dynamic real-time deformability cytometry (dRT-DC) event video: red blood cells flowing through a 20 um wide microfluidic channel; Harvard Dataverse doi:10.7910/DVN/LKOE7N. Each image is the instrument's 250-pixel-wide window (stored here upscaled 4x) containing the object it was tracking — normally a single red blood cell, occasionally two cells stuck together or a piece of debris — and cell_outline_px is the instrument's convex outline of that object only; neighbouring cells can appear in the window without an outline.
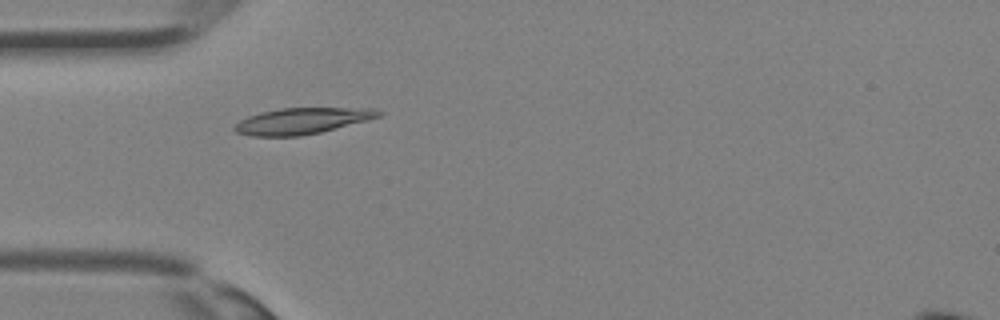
{"species": "Egyptian fruit bat (a non-hibernating species)", "species_latin": "Rousettus aegyptiacus", "temperature_condition": "room temperature", "stored_images_in_passage": 27, "camera_frame_rate_fps": 3000, "um_per_image_px": 0.085, "animal": {"sex": "female"}, "frame": {"image": 1, "passage_image": 3, "time_ms": 0.667, "image_size_px": [1000, 320], "cell_outline_px": [[384, 112], [380, 116], [320, 132], [300, 136], [252, 136], [236, 132], [232, 128], [240, 120], [248, 116], [260, 112], [280, 108], [372, 108]], "centroid_in_image_um": [25.63, 10.27], "position_along_channel_um": 59.4, "area_um2": 21.73}}
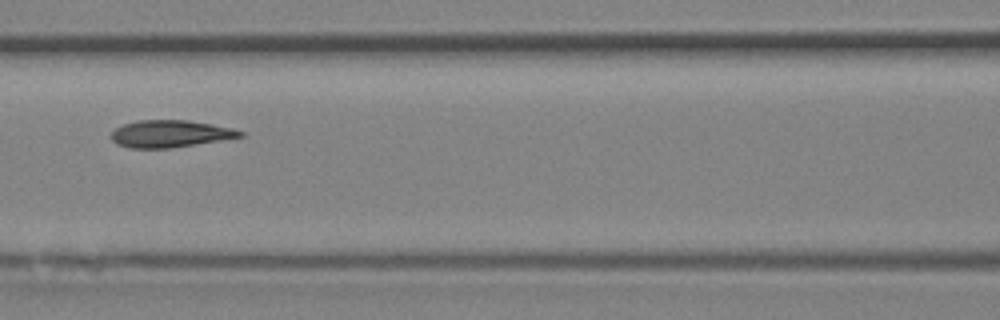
{"frame": {"image": 2, "passage_image": 8, "time_ms": 2.333, "image_size_px": [1000, 320], "cell_outline_px": [[244, 136], [168, 148], [132, 148], [116, 144], [112, 140], [112, 132], [116, 128], [124, 124], [136, 120], [188, 120], [212, 124], [232, 128], [244, 132]], "centroid_in_image_um": [14.44, 11.36], "position_along_channel_um": 152.2, "area_um2": 20.11}}
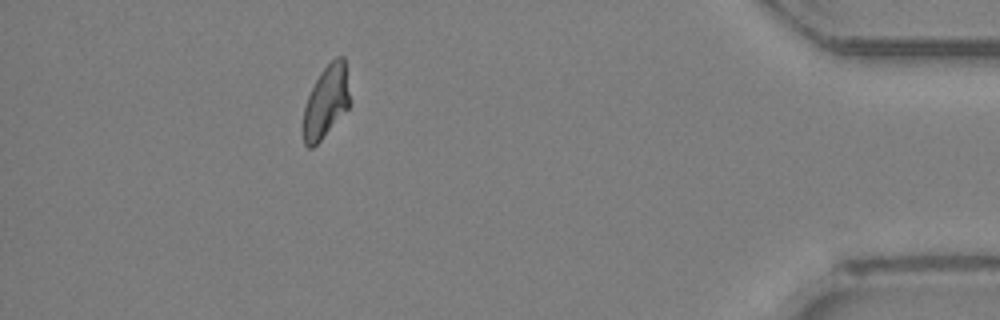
{"frame": {"image": 3, "passage_image": 24, "time_ms": 7.667, "image_size_px": [1000, 320], "cell_outline_px": [[348, 108], [320, 140], [312, 148], [308, 148], [304, 144], [304, 108], [308, 96], [320, 72], [336, 56], [344, 56], [348, 92]], "centroid_in_image_um": [27.7, 8.64], "position_along_channel_um": 407.5, "area_um2": 18.9}}